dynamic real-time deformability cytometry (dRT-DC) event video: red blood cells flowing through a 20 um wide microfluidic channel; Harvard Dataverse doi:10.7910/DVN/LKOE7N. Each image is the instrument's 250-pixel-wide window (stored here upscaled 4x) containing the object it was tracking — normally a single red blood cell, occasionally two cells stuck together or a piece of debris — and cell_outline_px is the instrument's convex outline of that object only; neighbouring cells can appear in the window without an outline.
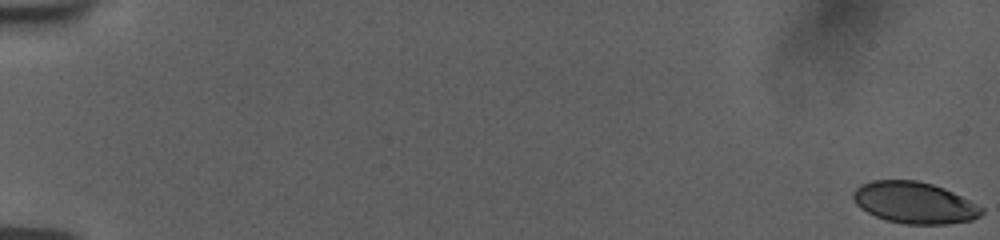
{"species": "human", "species_latin": "Homo sapiens", "temperature_condition": "room temperature", "stored_images_in_passage": 54, "camera_frame_rate_fps": 3000, "um_per_image_px": 0.085, "donor": {"sex": "female"}, "frame": {"image": 1, "passage_image": 1, "time_ms": 0.0, "image_size_px": [1000, 240], "cell_outline_px": [[984, 212], [980, 216], [972, 220], [948, 224], [904, 224], [888, 220], [876, 216], [860, 208], [856, 204], [852, 196], [852, 192], [860, 184], [872, 180], [916, 180], [932, 184], [944, 188], [984, 208]], "centroid_in_image_um": [77.71, 17.23], "position_along_channel_um": 7.3, "area_um2": 31.04}}
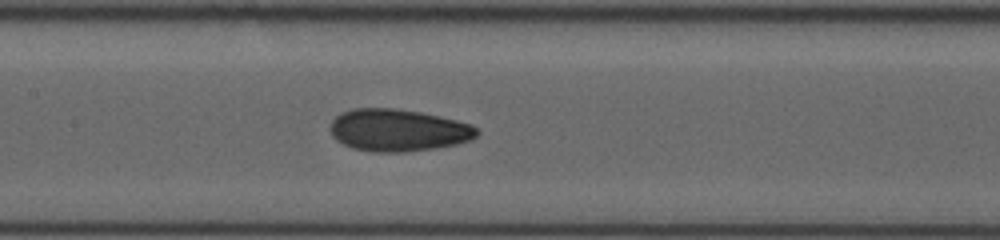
{"frame": {"image": 2, "passage_image": 30, "time_ms": 9.667, "image_size_px": [1000, 240], "cell_outline_px": [[480, 132], [472, 140], [456, 144], [432, 148], [404, 152], [372, 152], [352, 148], [336, 140], [332, 136], [332, 120], [340, 112], [352, 108], [396, 108], [420, 112], [456, 120], [472, 124]], "centroid_in_image_um": [33.84, 11.06], "position_along_channel_um": 173.6, "area_um2": 36.07}}
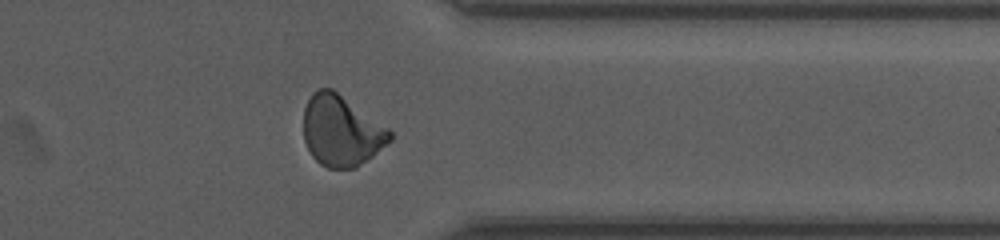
{"frame": {"image": 3, "passage_image": 47, "time_ms": 15.333, "image_size_px": [1000, 240], "cell_outline_px": [[392, 140], [372, 156], [356, 168], [328, 168], [320, 164], [312, 156], [304, 140], [304, 108], [312, 92], [320, 88], [332, 88], [388, 128], [392, 132]], "centroid_in_image_um": [29.0, 11.12], "position_along_channel_um": 382.4, "area_um2": 35.43}}